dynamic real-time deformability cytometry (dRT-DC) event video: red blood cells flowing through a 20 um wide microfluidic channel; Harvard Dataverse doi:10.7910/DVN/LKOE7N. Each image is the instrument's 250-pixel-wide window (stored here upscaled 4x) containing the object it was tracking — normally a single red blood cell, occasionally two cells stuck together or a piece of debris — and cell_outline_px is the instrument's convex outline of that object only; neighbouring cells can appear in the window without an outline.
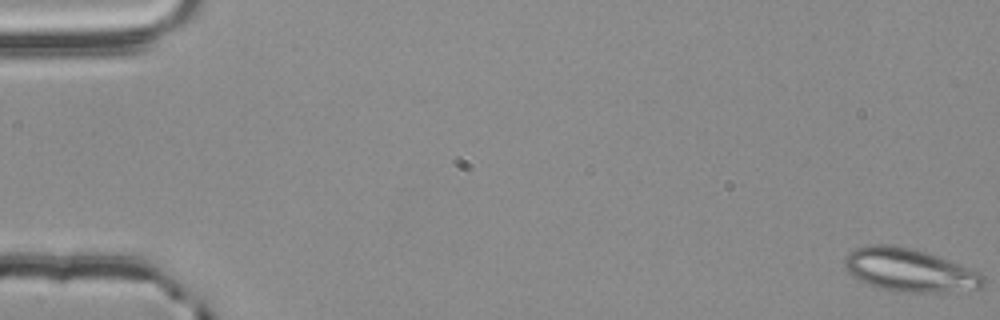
{"species": "common noctule bat (a hibernating species)", "species_latin": "Nyctalus noctula", "temperature_condition": "room temperature", "stored_images_in_passage": 14, "camera_frame_rate_fps": 3000, "um_per_image_px": 0.085, "animal": {"sex": "male", "body_mass_g": 20.4}, "frame": {"image": 1, "passage_image": 1, "time_ms": 0.0, "image_size_px": [1000, 320], "cell_outline_px": [[984, 284], [980, 288], [936, 292], [892, 292], [868, 284], [860, 280], [848, 272], [844, 268], [844, 260], [856, 248], [868, 244], [892, 244], [912, 248], [928, 252], [980, 272], [984, 276]], "centroid_in_image_um": [77.3, 22.95], "position_along_channel_um": 7.7, "area_um2": 34.8}}